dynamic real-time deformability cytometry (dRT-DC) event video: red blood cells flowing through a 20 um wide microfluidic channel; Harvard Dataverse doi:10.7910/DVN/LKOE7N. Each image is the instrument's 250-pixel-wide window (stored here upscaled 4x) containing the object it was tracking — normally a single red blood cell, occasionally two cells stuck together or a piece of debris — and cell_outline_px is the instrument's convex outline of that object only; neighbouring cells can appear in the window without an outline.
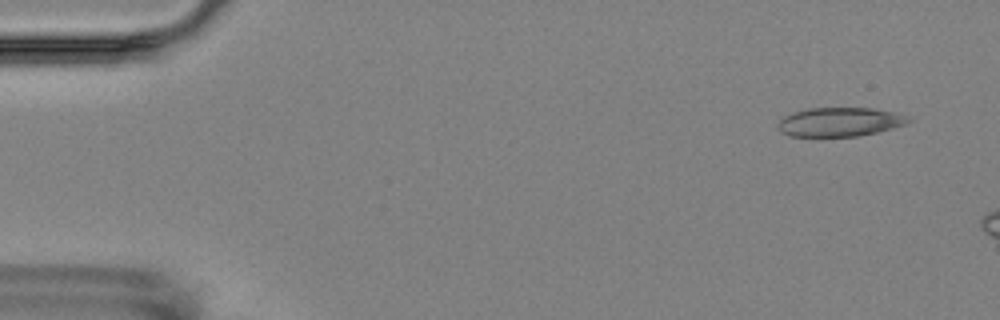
{"species": "Egyptian fruit bat (a non-hibernating species)", "species_latin": "Rousettus aegyptiacus", "temperature_condition": "room temperature", "stored_images_in_passage": 4, "camera_frame_rate_fps": 3000, "um_per_image_px": 0.085, "animal": {"sex": "female"}, "frame": {"image": 1, "passage_image": 1, "time_ms": 0.0, "image_size_px": [1000, 320], "cell_outline_px": [[912, 120], [908, 124], [876, 132], [856, 136], [788, 136], [780, 132], [776, 124], [784, 116], [792, 112], [808, 108], [872, 108], [892, 112], [908, 116]], "centroid_in_image_um": [71.35, 10.36], "position_along_channel_um": 13.6, "area_um2": 22.08}}